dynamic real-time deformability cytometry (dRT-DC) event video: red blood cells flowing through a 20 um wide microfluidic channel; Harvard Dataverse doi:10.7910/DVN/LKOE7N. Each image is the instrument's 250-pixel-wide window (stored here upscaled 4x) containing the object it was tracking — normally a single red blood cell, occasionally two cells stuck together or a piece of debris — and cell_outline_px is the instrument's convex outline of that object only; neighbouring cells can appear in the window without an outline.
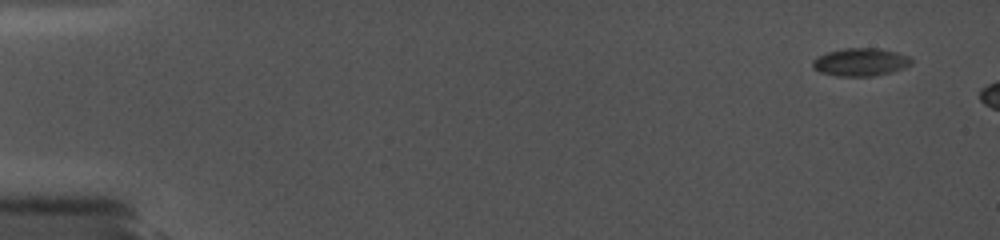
{"species": "common noctule bat (a hibernating species)", "species_latin": "Nyctalus noctula", "temperature_condition": "cold", "stored_images_in_passage": 28, "camera_frame_rate_fps": 5000, "um_per_image_px": 0.085, "animal": {"sex": "female", "body_mass_g": 19.0, "forearm_length_mm": 56.7}, "frame": {"image": 1, "passage_image": 1, "time_ms": 0.0, "image_size_px": [1000, 240], "cell_outline_px": [[912, 64], [904, 68], [892, 72], [872, 76], [836, 76], [820, 72], [812, 68], [812, 60], [816, 56], [828, 52], [844, 48], [876, 48], [896, 52], [908, 56], [912, 60]], "centroid_in_image_um": [73.12, 5.28], "position_along_channel_um": 11.9, "area_um2": 16.13}}
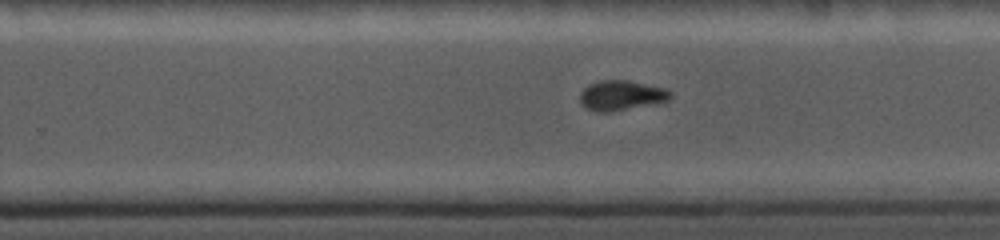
{"frame": {"image": 2, "passage_image": 18, "time_ms": 10.8, "image_size_px": [1000, 240], "cell_outline_px": [[672, 96], [668, 100], [608, 112], [596, 112], [580, 104], [580, 92], [588, 84], [600, 80], [628, 80], [668, 88], [672, 92]], "centroid_in_image_um": [52.8, 8.08], "position_along_channel_um": 277.0, "area_um2": 15.72}}
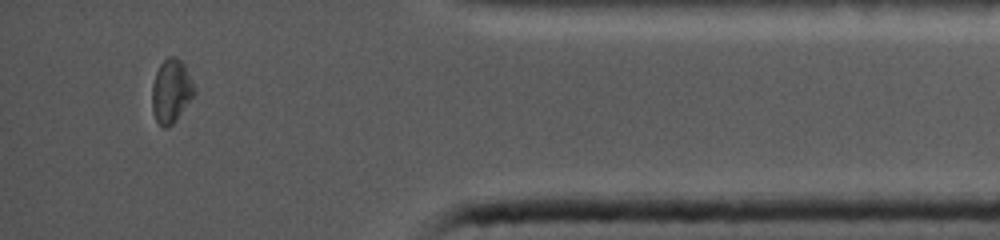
{"frame": {"image": 3, "passage_image": 27, "time_ms": 15.0, "image_size_px": [1000, 240], "cell_outline_px": [[196, 92], [176, 120], [168, 128], [164, 128], [156, 120], [152, 108], [152, 84], [156, 72], [160, 64], [168, 56], [176, 56], [184, 64], [196, 88]], "centroid_in_image_um": [14.55, 7.73], "position_along_channel_um": 420.6, "area_um2": 15.66}}